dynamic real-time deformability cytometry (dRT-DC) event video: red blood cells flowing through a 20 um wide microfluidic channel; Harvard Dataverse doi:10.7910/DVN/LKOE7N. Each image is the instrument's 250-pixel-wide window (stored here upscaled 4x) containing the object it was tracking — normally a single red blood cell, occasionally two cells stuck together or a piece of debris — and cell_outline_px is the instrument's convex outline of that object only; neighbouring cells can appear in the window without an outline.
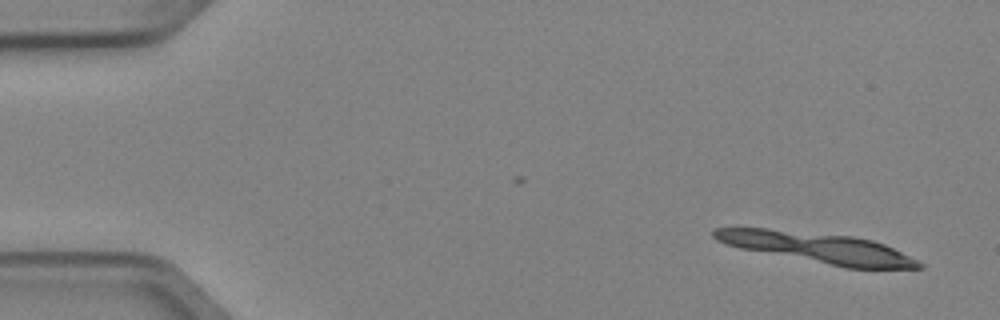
{"species": "Egyptian fruit bat (a non-hibernating species)", "species_latin": "Rousettus aegyptiacus", "temperature_condition": "cold", "stored_images_in_passage": 4, "camera_frame_rate_fps": 3000, "um_per_image_px": 0.085, "animal": {"sex": "female"}, "frame": {"image": 1, "passage_image": 1, "time_ms": 0.0, "image_size_px": [1000, 320], "cell_outline_px": [[924, 268], [844, 268], [740, 248], [724, 244], [716, 240], [712, 236], [712, 232], [716, 228], [768, 228], [852, 236], [872, 240], [884, 244], [924, 264]], "centroid_in_image_um": [69.46, 21.06], "position_along_channel_um": 15.5, "area_um2": 36.18}}